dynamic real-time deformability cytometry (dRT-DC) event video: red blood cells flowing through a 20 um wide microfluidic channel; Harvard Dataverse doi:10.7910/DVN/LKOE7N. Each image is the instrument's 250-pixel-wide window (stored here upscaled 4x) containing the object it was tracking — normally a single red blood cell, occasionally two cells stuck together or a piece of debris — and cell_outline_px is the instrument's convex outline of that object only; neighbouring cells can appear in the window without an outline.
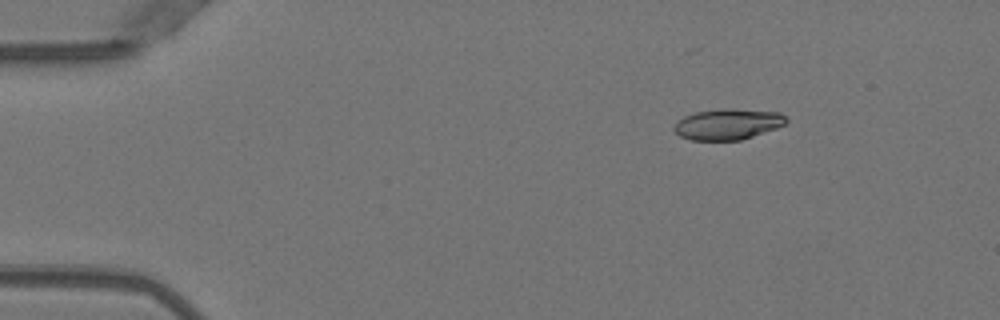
{"species": "Egyptian fruit bat (a non-hibernating species)", "species_latin": "Rousettus aegyptiacus", "temperature_condition": "warm", "stored_images_in_passage": 9, "camera_frame_rate_fps": 3000, "um_per_image_px": 0.085, "animal": {"sex": "female"}, "frame": {"image": 1, "passage_image": 2, "time_ms": 0.333, "image_size_px": [1000, 320], "cell_outline_px": [[788, 120], [784, 124], [776, 128], [740, 140], [692, 140], [680, 136], [672, 128], [684, 116], [696, 112], [720, 108], [732, 108], [780, 112], [788, 116]], "centroid_in_image_um": [61.89, 10.54], "position_along_channel_um": 23.1, "area_um2": 20.17}}